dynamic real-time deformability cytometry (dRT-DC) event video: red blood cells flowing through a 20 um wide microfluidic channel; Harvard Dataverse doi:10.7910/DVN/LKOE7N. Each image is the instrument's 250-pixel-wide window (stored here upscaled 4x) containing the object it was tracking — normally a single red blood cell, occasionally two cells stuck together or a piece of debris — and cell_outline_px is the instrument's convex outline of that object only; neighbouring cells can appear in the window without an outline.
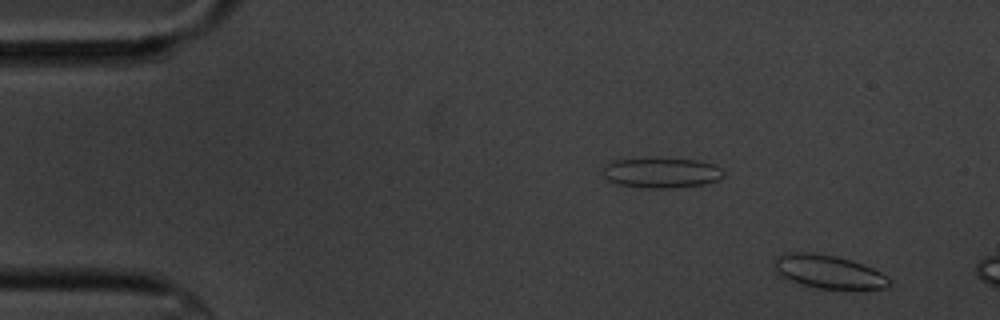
{"species": "common noctule bat (a hibernating species)", "species_latin": "Nyctalus noctula", "temperature_condition": "cold", "stored_images_in_passage": 10, "camera_frame_rate_fps": 3000, "um_per_image_px": 0.085, "animal": {"sex": "male", "body_mass_g": 20.1, "forearm_length_mm": 53.5}, "frame": {"image": 1, "passage_image": 4, "time_ms": 1.0, "image_size_px": [1000, 320], "cell_outline_px": [[892, 280], [884, 288], [816, 288], [800, 284], [788, 280], [776, 272], [772, 268], [772, 260], [780, 256], [792, 252], [808, 252], [836, 256], [852, 260], [864, 264], [888, 276]], "centroid_in_image_um": [70.37, 23.08], "position_along_channel_um": 14.6, "area_um2": 22.31}}